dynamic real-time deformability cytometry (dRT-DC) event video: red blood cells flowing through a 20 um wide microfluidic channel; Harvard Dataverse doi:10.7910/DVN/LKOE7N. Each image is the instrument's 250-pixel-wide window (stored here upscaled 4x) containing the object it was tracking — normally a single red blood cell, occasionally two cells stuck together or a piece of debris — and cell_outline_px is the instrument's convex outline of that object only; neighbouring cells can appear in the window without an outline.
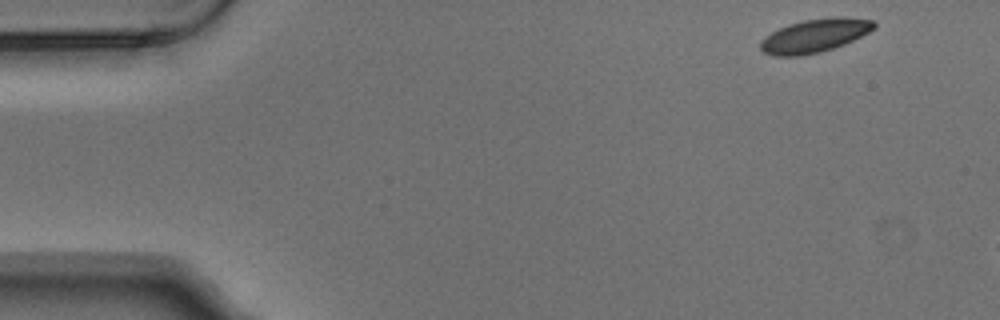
{"species": "Egyptian fruit bat (a non-hibernating species)", "species_latin": "Rousettus aegyptiacus", "temperature_condition": "warm", "stored_images_in_passage": 2, "camera_frame_rate_fps": 3000, "um_per_image_px": 0.085, "animal": {"sex": "male"}, "frame": {"image": 1, "passage_image": 1, "time_ms": 0.0, "image_size_px": [1000, 320], "cell_outline_px": [[876, 28], [844, 44], [820, 52], [800, 56], [772, 56], [764, 52], [760, 48], [760, 40], [764, 36], [788, 24], [804, 20], [832, 16], [844, 16], [872, 20], [876, 24]], "centroid_in_image_um": [69.23, 3.02], "position_along_channel_um": 15.8, "area_um2": 22.2}}